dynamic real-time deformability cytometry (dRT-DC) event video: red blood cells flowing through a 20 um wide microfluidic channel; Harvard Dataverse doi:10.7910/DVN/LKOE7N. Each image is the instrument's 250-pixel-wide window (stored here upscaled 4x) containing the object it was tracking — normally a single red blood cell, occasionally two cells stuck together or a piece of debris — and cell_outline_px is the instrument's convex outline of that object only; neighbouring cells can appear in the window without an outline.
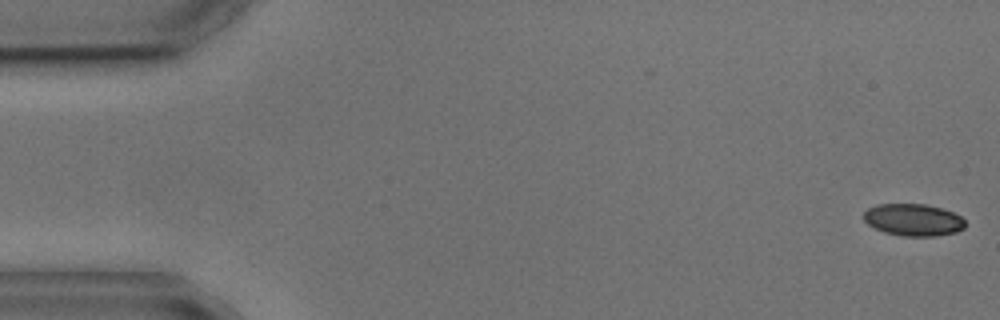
{"species": "common noctule bat (a hibernating species)", "species_latin": "Nyctalus noctula", "temperature_condition": "cold", "stored_images_in_passage": 6, "camera_frame_rate_fps": 3000, "um_per_image_px": 0.085, "animal": {"sex": "male", "body_mass_g": 17.9, "forearm_length_mm": 54.2}, "frame": {"image": 1, "passage_image": 1, "time_ms": 0.0, "image_size_px": [1000, 320], "cell_outline_px": [[964, 228], [956, 232], [936, 236], [900, 236], [884, 232], [868, 224], [864, 220], [864, 212], [868, 208], [876, 204], [924, 204], [940, 208], [952, 212], [960, 216], [964, 220]], "centroid_in_image_um": [77.61, 18.69], "position_along_channel_um": 7.4, "area_um2": 18.9}}
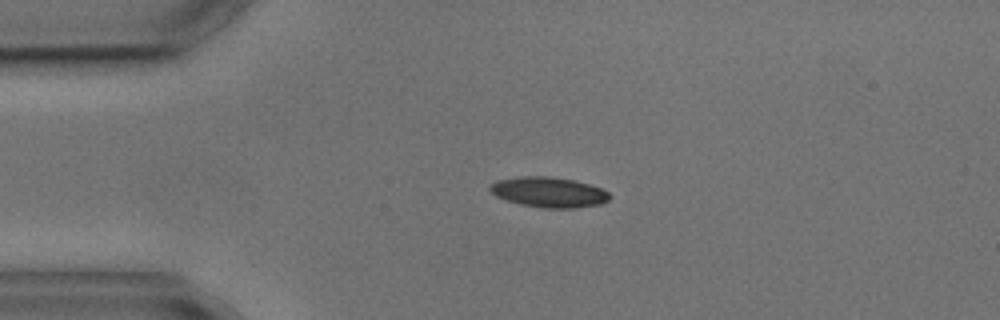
{"frame": {"image": 2, "passage_image": 4, "time_ms": 3.667, "image_size_px": [1000, 320], "cell_outline_px": [[612, 196], [608, 200], [600, 204], [576, 208], [544, 208], [520, 204], [504, 200], [496, 196], [488, 188], [496, 180], [520, 176], [548, 176], [572, 180], [604, 188]], "centroid_in_image_um": [46.65, 16.34], "position_along_channel_um": 38.3, "area_um2": 21.21}}